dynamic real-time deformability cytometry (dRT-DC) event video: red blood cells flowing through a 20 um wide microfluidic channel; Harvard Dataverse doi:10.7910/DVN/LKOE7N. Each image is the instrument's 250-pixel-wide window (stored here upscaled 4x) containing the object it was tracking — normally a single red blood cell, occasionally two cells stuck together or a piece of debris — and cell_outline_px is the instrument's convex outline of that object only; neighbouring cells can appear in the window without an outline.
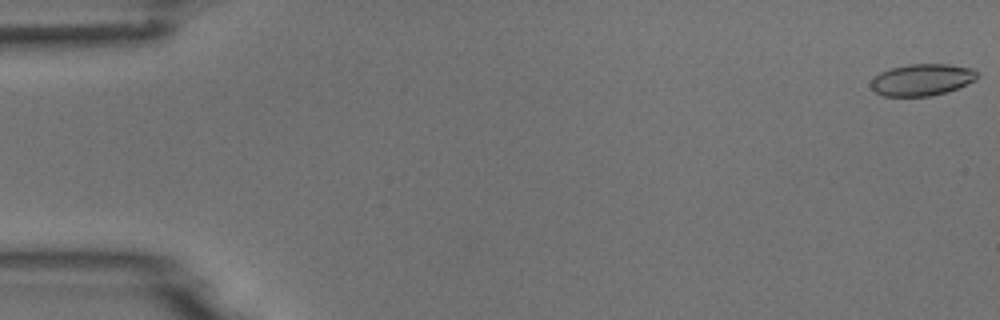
{"species": "common noctule bat (a hibernating species)", "species_latin": "Nyctalus noctula", "temperature_condition": "room temperature", "stored_images_in_passage": 11, "camera_frame_rate_fps": 3000, "um_per_image_px": 0.085, "animal": {"sex": "male", "body_mass_g": 18.8}, "frame": {"image": 1, "passage_image": 1, "time_ms": 0.0, "image_size_px": [1000, 320], "cell_outline_px": [[980, 76], [976, 80], [956, 88], [932, 96], [884, 96], [876, 92], [872, 88], [872, 80], [880, 72], [892, 68], [908, 64], [948, 64], [972, 68]], "centroid_in_image_um": [78.39, 6.77], "position_along_channel_um": 6.6, "area_um2": 19.48}}